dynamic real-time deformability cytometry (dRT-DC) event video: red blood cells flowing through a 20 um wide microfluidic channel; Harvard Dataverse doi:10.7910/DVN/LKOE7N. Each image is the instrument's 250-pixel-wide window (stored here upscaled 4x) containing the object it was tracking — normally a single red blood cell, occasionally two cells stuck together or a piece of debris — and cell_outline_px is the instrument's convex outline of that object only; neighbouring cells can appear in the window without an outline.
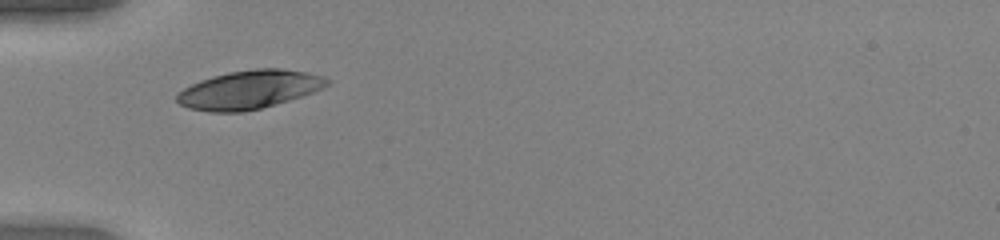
{"species": "human", "species_latin": "Homo sapiens", "temperature_condition": "warm", "stored_images_in_passage": 28, "camera_frame_rate_fps": 3000, "um_per_image_px": 0.085, "donor": {"sex": "female"}, "frame": {"image": 1, "passage_image": 1, "time_ms": 0.0, "image_size_px": [1000, 240], "cell_outline_px": [[332, 84], [312, 92], [288, 100], [260, 108], [244, 112], [208, 112], [188, 108], [180, 104], [176, 100], [176, 92], [200, 80], [212, 76], [228, 72], [256, 68], [280, 68], [308, 72], [324, 76], [332, 80]], "centroid_in_image_um": [21.18, 7.61], "position_along_channel_um": 63.8, "area_um2": 33.81}}
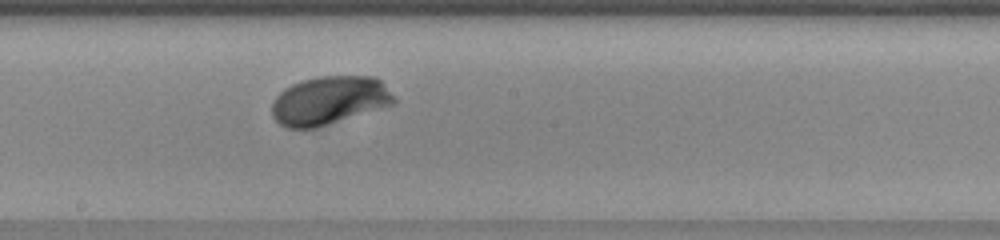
{"frame": {"image": 2, "passage_image": 13, "time_ms": 4.0, "image_size_px": [1000, 240], "cell_outline_px": [[396, 104], [316, 128], [288, 128], [280, 124], [272, 116], [272, 100], [284, 88], [300, 80], [316, 76], [372, 76], [380, 80], [384, 84], [396, 100]], "centroid_in_image_um": [27.98, 8.53], "position_along_channel_um": 220.2, "area_um2": 34.68}}
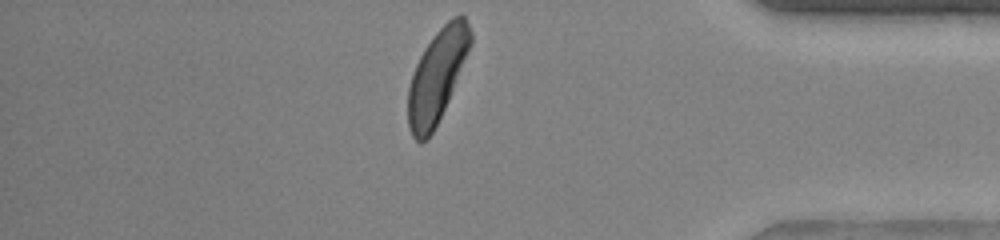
{"frame": {"image": 3, "passage_image": 28, "time_ms": 9.0, "image_size_px": [1000, 240], "cell_outline_px": [[472, 44], [448, 100], [428, 140], [420, 144], [412, 136], [408, 128], [408, 88], [412, 72], [424, 48], [432, 36], [452, 16], [460, 12], [464, 16], [472, 32]], "centroid_in_image_um": [37.14, 6.43], "position_along_channel_um": 398.1, "area_um2": 33.64}, "authors_computed_cell_mechanics": {"area_um2": 34.4777, "velocity_mm_per_s": 4.0297, "shape_relaxation_time_tau1_ms": 1.547, "shape_relaxation_time_tau2_ms": null, "deformation_change_tau1": 0.1486, "deformation_change_tau2": null}}